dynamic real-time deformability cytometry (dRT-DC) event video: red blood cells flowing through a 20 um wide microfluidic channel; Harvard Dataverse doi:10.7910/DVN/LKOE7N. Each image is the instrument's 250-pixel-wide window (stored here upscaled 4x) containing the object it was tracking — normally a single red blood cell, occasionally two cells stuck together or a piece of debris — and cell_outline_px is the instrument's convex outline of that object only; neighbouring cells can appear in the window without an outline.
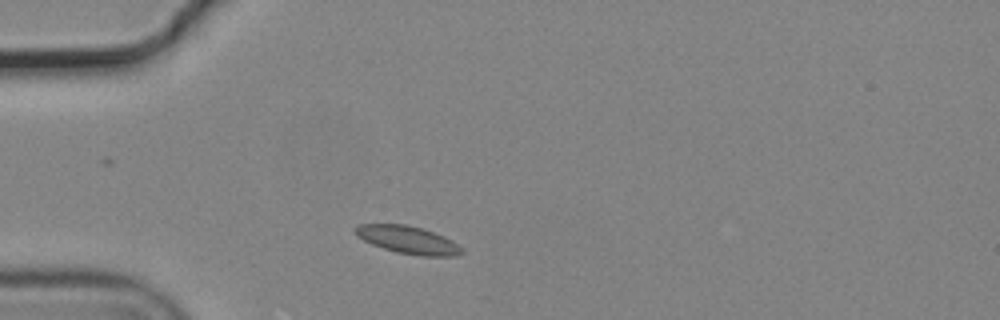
{"species": "common noctule bat (a hibernating species)", "species_latin": "Nyctalus noctula", "temperature_condition": "cold", "stored_images_in_passage": 1, "camera_frame_rate_fps": 3000, "um_per_image_px": 0.085, "animal": {"sex": "male", "body_mass_g": 19.2, "forearm_length_mm": 51.8}, "frame": {"image": 1, "passage_image": 1, "time_ms": 0.0, "image_size_px": [1000, 320], "cell_outline_px": [[464, 252], [456, 256], [420, 256], [396, 252], [372, 244], [356, 236], [352, 232], [352, 228], [356, 224], [404, 224], [420, 228], [444, 236], [452, 240], [464, 248]], "centroid_in_image_um": [34.65, 20.39], "position_along_channel_um": 50.3, "area_um2": 17.34}}